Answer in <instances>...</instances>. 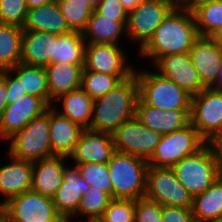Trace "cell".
I'll list each match as a JSON object with an SVG mask.
<instances>
[{"label":"cell","mask_w":222,"mask_h":222,"mask_svg":"<svg viewBox=\"0 0 222 222\" xmlns=\"http://www.w3.org/2000/svg\"><path fill=\"white\" fill-rule=\"evenodd\" d=\"M112 199L108 193L98 188L90 187L82 195L78 211L72 219L78 218L77 215L86 218V220L101 219Z\"/></svg>","instance_id":"d6a6232c"},{"label":"cell","mask_w":222,"mask_h":222,"mask_svg":"<svg viewBox=\"0 0 222 222\" xmlns=\"http://www.w3.org/2000/svg\"><path fill=\"white\" fill-rule=\"evenodd\" d=\"M172 169L193 197L207 190L219 177L215 156L208 144L196 154L181 159Z\"/></svg>","instance_id":"52a82bcc"},{"label":"cell","mask_w":222,"mask_h":222,"mask_svg":"<svg viewBox=\"0 0 222 222\" xmlns=\"http://www.w3.org/2000/svg\"><path fill=\"white\" fill-rule=\"evenodd\" d=\"M121 81L116 75L97 73L83 68L81 88L95 100L113 90Z\"/></svg>","instance_id":"e575fe53"},{"label":"cell","mask_w":222,"mask_h":222,"mask_svg":"<svg viewBox=\"0 0 222 222\" xmlns=\"http://www.w3.org/2000/svg\"><path fill=\"white\" fill-rule=\"evenodd\" d=\"M116 152L113 136L108 132L84 129L69 160L74 165L85 163L107 164Z\"/></svg>","instance_id":"2e32d148"},{"label":"cell","mask_w":222,"mask_h":222,"mask_svg":"<svg viewBox=\"0 0 222 222\" xmlns=\"http://www.w3.org/2000/svg\"><path fill=\"white\" fill-rule=\"evenodd\" d=\"M6 83L5 80L0 76V117L5 109V107L8 105L6 100Z\"/></svg>","instance_id":"f6af8a7d"},{"label":"cell","mask_w":222,"mask_h":222,"mask_svg":"<svg viewBox=\"0 0 222 222\" xmlns=\"http://www.w3.org/2000/svg\"><path fill=\"white\" fill-rule=\"evenodd\" d=\"M92 7L95 9V7L99 4L101 0H86Z\"/></svg>","instance_id":"816d5d0a"},{"label":"cell","mask_w":222,"mask_h":222,"mask_svg":"<svg viewBox=\"0 0 222 222\" xmlns=\"http://www.w3.org/2000/svg\"><path fill=\"white\" fill-rule=\"evenodd\" d=\"M161 214L163 222H197L192 208L163 205Z\"/></svg>","instance_id":"b9f144b4"},{"label":"cell","mask_w":222,"mask_h":222,"mask_svg":"<svg viewBox=\"0 0 222 222\" xmlns=\"http://www.w3.org/2000/svg\"><path fill=\"white\" fill-rule=\"evenodd\" d=\"M212 38L216 41L217 46L222 51V30L213 35Z\"/></svg>","instance_id":"681fc988"},{"label":"cell","mask_w":222,"mask_h":222,"mask_svg":"<svg viewBox=\"0 0 222 222\" xmlns=\"http://www.w3.org/2000/svg\"><path fill=\"white\" fill-rule=\"evenodd\" d=\"M207 144L214 153L218 174L222 176V132L214 136Z\"/></svg>","instance_id":"7bdbcfd3"},{"label":"cell","mask_w":222,"mask_h":222,"mask_svg":"<svg viewBox=\"0 0 222 222\" xmlns=\"http://www.w3.org/2000/svg\"><path fill=\"white\" fill-rule=\"evenodd\" d=\"M90 187L77 166L65 167L63 183L52 197L55 209L63 220H72L78 211L82 195Z\"/></svg>","instance_id":"e0dca14e"},{"label":"cell","mask_w":222,"mask_h":222,"mask_svg":"<svg viewBox=\"0 0 222 222\" xmlns=\"http://www.w3.org/2000/svg\"><path fill=\"white\" fill-rule=\"evenodd\" d=\"M80 222H102L100 219H95V220H86V221H80Z\"/></svg>","instance_id":"f5cc1de1"},{"label":"cell","mask_w":222,"mask_h":222,"mask_svg":"<svg viewBox=\"0 0 222 222\" xmlns=\"http://www.w3.org/2000/svg\"><path fill=\"white\" fill-rule=\"evenodd\" d=\"M68 159L63 155H53L33 162L31 190L52 198L63 183Z\"/></svg>","instance_id":"d6986e66"},{"label":"cell","mask_w":222,"mask_h":222,"mask_svg":"<svg viewBox=\"0 0 222 222\" xmlns=\"http://www.w3.org/2000/svg\"><path fill=\"white\" fill-rule=\"evenodd\" d=\"M55 1L57 0H25L28 9L40 7Z\"/></svg>","instance_id":"bcb514c9"},{"label":"cell","mask_w":222,"mask_h":222,"mask_svg":"<svg viewBox=\"0 0 222 222\" xmlns=\"http://www.w3.org/2000/svg\"><path fill=\"white\" fill-rule=\"evenodd\" d=\"M200 36L212 37L222 30V0L203 3L193 10Z\"/></svg>","instance_id":"1f68e13d"},{"label":"cell","mask_w":222,"mask_h":222,"mask_svg":"<svg viewBox=\"0 0 222 222\" xmlns=\"http://www.w3.org/2000/svg\"><path fill=\"white\" fill-rule=\"evenodd\" d=\"M100 220L102 222H135V200L112 199Z\"/></svg>","instance_id":"8d00e7d4"},{"label":"cell","mask_w":222,"mask_h":222,"mask_svg":"<svg viewBox=\"0 0 222 222\" xmlns=\"http://www.w3.org/2000/svg\"><path fill=\"white\" fill-rule=\"evenodd\" d=\"M63 17L72 31L83 32L93 13V7L86 0H57Z\"/></svg>","instance_id":"836d02e7"},{"label":"cell","mask_w":222,"mask_h":222,"mask_svg":"<svg viewBox=\"0 0 222 222\" xmlns=\"http://www.w3.org/2000/svg\"><path fill=\"white\" fill-rule=\"evenodd\" d=\"M203 222H222V220L203 221Z\"/></svg>","instance_id":"db71d44e"},{"label":"cell","mask_w":222,"mask_h":222,"mask_svg":"<svg viewBox=\"0 0 222 222\" xmlns=\"http://www.w3.org/2000/svg\"><path fill=\"white\" fill-rule=\"evenodd\" d=\"M57 35L44 31H23L20 63L46 67L52 63L54 38Z\"/></svg>","instance_id":"d4e9b609"},{"label":"cell","mask_w":222,"mask_h":222,"mask_svg":"<svg viewBox=\"0 0 222 222\" xmlns=\"http://www.w3.org/2000/svg\"><path fill=\"white\" fill-rule=\"evenodd\" d=\"M10 164L0 167V207L12 197L31 190L33 162L18 160L9 155Z\"/></svg>","instance_id":"44dd1931"},{"label":"cell","mask_w":222,"mask_h":222,"mask_svg":"<svg viewBox=\"0 0 222 222\" xmlns=\"http://www.w3.org/2000/svg\"><path fill=\"white\" fill-rule=\"evenodd\" d=\"M49 130L50 107L7 140L10 141L7 154L30 162L53 156Z\"/></svg>","instance_id":"5b68a950"},{"label":"cell","mask_w":222,"mask_h":222,"mask_svg":"<svg viewBox=\"0 0 222 222\" xmlns=\"http://www.w3.org/2000/svg\"><path fill=\"white\" fill-rule=\"evenodd\" d=\"M83 130L81 125L63 117L50 106L49 136L54 155L69 157L74 152Z\"/></svg>","instance_id":"7402d4cb"},{"label":"cell","mask_w":222,"mask_h":222,"mask_svg":"<svg viewBox=\"0 0 222 222\" xmlns=\"http://www.w3.org/2000/svg\"><path fill=\"white\" fill-rule=\"evenodd\" d=\"M213 0H179L178 6L181 8H185L187 10L193 11L197 6L206 3L211 2Z\"/></svg>","instance_id":"ee69618b"},{"label":"cell","mask_w":222,"mask_h":222,"mask_svg":"<svg viewBox=\"0 0 222 222\" xmlns=\"http://www.w3.org/2000/svg\"><path fill=\"white\" fill-rule=\"evenodd\" d=\"M75 166H77L81 176L91 187L98 188L108 193L113 198L112 182L107 164L85 163Z\"/></svg>","instance_id":"d590c367"},{"label":"cell","mask_w":222,"mask_h":222,"mask_svg":"<svg viewBox=\"0 0 222 222\" xmlns=\"http://www.w3.org/2000/svg\"><path fill=\"white\" fill-rule=\"evenodd\" d=\"M145 198L160 205L192 208L193 196L179 182L172 168L148 166Z\"/></svg>","instance_id":"9c48e42d"},{"label":"cell","mask_w":222,"mask_h":222,"mask_svg":"<svg viewBox=\"0 0 222 222\" xmlns=\"http://www.w3.org/2000/svg\"><path fill=\"white\" fill-rule=\"evenodd\" d=\"M124 8L129 13L132 11L136 6H138L143 0H119Z\"/></svg>","instance_id":"7dc6e473"},{"label":"cell","mask_w":222,"mask_h":222,"mask_svg":"<svg viewBox=\"0 0 222 222\" xmlns=\"http://www.w3.org/2000/svg\"><path fill=\"white\" fill-rule=\"evenodd\" d=\"M62 222H71V220H63Z\"/></svg>","instance_id":"11a10c76"},{"label":"cell","mask_w":222,"mask_h":222,"mask_svg":"<svg viewBox=\"0 0 222 222\" xmlns=\"http://www.w3.org/2000/svg\"><path fill=\"white\" fill-rule=\"evenodd\" d=\"M22 27L0 23V70L10 69L22 57Z\"/></svg>","instance_id":"f546056e"},{"label":"cell","mask_w":222,"mask_h":222,"mask_svg":"<svg viewBox=\"0 0 222 222\" xmlns=\"http://www.w3.org/2000/svg\"><path fill=\"white\" fill-rule=\"evenodd\" d=\"M211 88H213L217 91H222V56H221L220 67H219L218 73H217V80Z\"/></svg>","instance_id":"c3c4849f"},{"label":"cell","mask_w":222,"mask_h":222,"mask_svg":"<svg viewBox=\"0 0 222 222\" xmlns=\"http://www.w3.org/2000/svg\"><path fill=\"white\" fill-rule=\"evenodd\" d=\"M192 212L197 222L222 220V176L193 197Z\"/></svg>","instance_id":"f1b7e54d"},{"label":"cell","mask_w":222,"mask_h":222,"mask_svg":"<svg viewBox=\"0 0 222 222\" xmlns=\"http://www.w3.org/2000/svg\"><path fill=\"white\" fill-rule=\"evenodd\" d=\"M127 22H118L97 14H91L86 29L82 32L86 43L116 44L126 37Z\"/></svg>","instance_id":"4316f807"},{"label":"cell","mask_w":222,"mask_h":222,"mask_svg":"<svg viewBox=\"0 0 222 222\" xmlns=\"http://www.w3.org/2000/svg\"><path fill=\"white\" fill-rule=\"evenodd\" d=\"M190 115L191 109L162 110L145 104L140 98L137 102L136 117L161 135L185 128L191 123Z\"/></svg>","instance_id":"ac0fdd59"},{"label":"cell","mask_w":222,"mask_h":222,"mask_svg":"<svg viewBox=\"0 0 222 222\" xmlns=\"http://www.w3.org/2000/svg\"><path fill=\"white\" fill-rule=\"evenodd\" d=\"M50 106L40 97L25 95L8 104L0 117V138L7 141L21 131L32 119L41 115Z\"/></svg>","instance_id":"5bb4252c"},{"label":"cell","mask_w":222,"mask_h":222,"mask_svg":"<svg viewBox=\"0 0 222 222\" xmlns=\"http://www.w3.org/2000/svg\"><path fill=\"white\" fill-rule=\"evenodd\" d=\"M138 99L139 87L134 73L106 95L94 100L88 129L112 134L125 121L136 116Z\"/></svg>","instance_id":"7a4b0ae2"},{"label":"cell","mask_w":222,"mask_h":222,"mask_svg":"<svg viewBox=\"0 0 222 222\" xmlns=\"http://www.w3.org/2000/svg\"><path fill=\"white\" fill-rule=\"evenodd\" d=\"M177 5L176 0H143L128 14L126 38L141 49Z\"/></svg>","instance_id":"ba28073f"},{"label":"cell","mask_w":222,"mask_h":222,"mask_svg":"<svg viewBox=\"0 0 222 222\" xmlns=\"http://www.w3.org/2000/svg\"><path fill=\"white\" fill-rule=\"evenodd\" d=\"M113 199L143 198L146 192L148 162L139 156L115 152L107 163Z\"/></svg>","instance_id":"3957f363"},{"label":"cell","mask_w":222,"mask_h":222,"mask_svg":"<svg viewBox=\"0 0 222 222\" xmlns=\"http://www.w3.org/2000/svg\"><path fill=\"white\" fill-rule=\"evenodd\" d=\"M94 11L118 22H128V12L119 0H101Z\"/></svg>","instance_id":"ab89813d"},{"label":"cell","mask_w":222,"mask_h":222,"mask_svg":"<svg viewBox=\"0 0 222 222\" xmlns=\"http://www.w3.org/2000/svg\"><path fill=\"white\" fill-rule=\"evenodd\" d=\"M86 44L83 33L79 31L57 35L54 38L52 63L66 62L84 68Z\"/></svg>","instance_id":"83f0119b"},{"label":"cell","mask_w":222,"mask_h":222,"mask_svg":"<svg viewBox=\"0 0 222 222\" xmlns=\"http://www.w3.org/2000/svg\"><path fill=\"white\" fill-rule=\"evenodd\" d=\"M56 101L62 104L60 111L53 106L60 115L78 123L84 129L90 127L94 100L81 87L59 96L54 100L55 103Z\"/></svg>","instance_id":"484cf974"},{"label":"cell","mask_w":222,"mask_h":222,"mask_svg":"<svg viewBox=\"0 0 222 222\" xmlns=\"http://www.w3.org/2000/svg\"><path fill=\"white\" fill-rule=\"evenodd\" d=\"M207 142L190 123L185 128L162 135L148 166L172 168L184 157L196 154Z\"/></svg>","instance_id":"8992f818"},{"label":"cell","mask_w":222,"mask_h":222,"mask_svg":"<svg viewBox=\"0 0 222 222\" xmlns=\"http://www.w3.org/2000/svg\"><path fill=\"white\" fill-rule=\"evenodd\" d=\"M162 205L145 197L135 200V222H163Z\"/></svg>","instance_id":"f35d334b"},{"label":"cell","mask_w":222,"mask_h":222,"mask_svg":"<svg viewBox=\"0 0 222 222\" xmlns=\"http://www.w3.org/2000/svg\"><path fill=\"white\" fill-rule=\"evenodd\" d=\"M135 73L145 104L162 110L191 109L192 95L157 71L135 69Z\"/></svg>","instance_id":"277c9868"},{"label":"cell","mask_w":222,"mask_h":222,"mask_svg":"<svg viewBox=\"0 0 222 222\" xmlns=\"http://www.w3.org/2000/svg\"><path fill=\"white\" fill-rule=\"evenodd\" d=\"M199 37L193 11L177 5L139 49V57L154 64L162 56L188 53Z\"/></svg>","instance_id":"6da1fadb"},{"label":"cell","mask_w":222,"mask_h":222,"mask_svg":"<svg viewBox=\"0 0 222 222\" xmlns=\"http://www.w3.org/2000/svg\"><path fill=\"white\" fill-rule=\"evenodd\" d=\"M0 76L6 83L7 104L15 102L22 96L27 95V91H24V88L22 87V82L10 69L0 70Z\"/></svg>","instance_id":"60d3db41"},{"label":"cell","mask_w":222,"mask_h":222,"mask_svg":"<svg viewBox=\"0 0 222 222\" xmlns=\"http://www.w3.org/2000/svg\"><path fill=\"white\" fill-rule=\"evenodd\" d=\"M22 29L23 31H44L55 35L72 31L61 13L57 1L28 9Z\"/></svg>","instance_id":"cb8c5ba5"},{"label":"cell","mask_w":222,"mask_h":222,"mask_svg":"<svg viewBox=\"0 0 222 222\" xmlns=\"http://www.w3.org/2000/svg\"><path fill=\"white\" fill-rule=\"evenodd\" d=\"M155 70L171 80L192 96L205 89L188 53L160 57L154 64Z\"/></svg>","instance_id":"9a60e30c"},{"label":"cell","mask_w":222,"mask_h":222,"mask_svg":"<svg viewBox=\"0 0 222 222\" xmlns=\"http://www.w3.org/2000/svg\"><path fill=\"white\" fill-rule=\"evenodd\" d=\"M11 219L18 222H62L52 198L32 190L12 197L0 207Z\"/></svg>","instance_id":"8fae6325"},{"label":"cell","mask_w":222,"mask_h":222,"mask_svg":"<svg viewBox=\"0 0 222 222\" xmlns=\"http://www.w3.org/2000/svg\"><path fill=\"white\" fill-rule=\"evenodd\" d=\"M27 12L25 0H0V23L22 27Z\"/></svg>","instance_id":"74e56055"},{"label":"cell","mask_w":222,"mask_h":222,"mask_svg":"<svg viewBox=\"0 0 222 222\" xmlns=\"http://www.w3.org/2000/svg\"><path fill=\"white\" fill-rule=\"evenodd\" d=\"M45 68L47 71L49 106L55 105L54 100L59 96L81 87L83 68L80 65L55 62L50 63Z\"/></svg>","instance_id":"603a6c76"},{"label":"cell","mask_w":222,"mask_h":222,"mask_svg":"<svg viewBox=\"0 0 222 222\" xmlns=\"http://www.w3.org/2000/svg\"><path fill=\"white\" fill-rule=\"evenodd\" d=\"M126 51L120 45L87 43L84 68L97 73L116 75L125 80L135 73V66L127 61Z\"/></svg>","instance_id":"4fadbf2b"},{"label":"cell","mask_w":222,"mask_h":222,"mask_svg":"<svg viewBox=\"0 0 222 222\" xmlns=\"http://www.w3.org/2000/svg\"><path fill=\"white\" fill-rule=\"evenodd\" d=\"M117 152L139 156L148 160L162 135L146 127L136 116L125 121L112 133Z\"/></svg>","instance_id":"7c38bea8"},{"label":"cell","mask_w":222,"mask_h":222,"mask_svg":"<svg viewBox=\"0 0 222 222\" xmlns=\"http://www.w3.org/2000/svg\"><path fill=\"white\" fill-rule=\"evenodd\" d=\"M192 64L196 68L205 88H211L216 80L221 63L222 51L212 37L200 36L189 51Z\"/></svg>","instance_id":"ffe728a7"},{"label":"cell","mask_w":222,"mask_h":222,"mask_svg":"<svg viewBox=\"0 0 222 222\" xmlns=\"http://www.w3.org/2000/svg\"><path fill=\"white\" fill-rule=\"evenodd\" d=\"M191 124L208 143L222 132V91L205 88L192 96Z\"/></svg>","instance_id":"30bf717a"},{"label":"cell","mask_w":222,"mask_h":222,"mask_svg":"<svg viewBox=\"0 0 222 222\" xmlns=\"http://www.w3.org/2000/svg\"><path fill=\"white\" fill-rule=\"evenodd\" d=\"M0 222H18L11 219L1 208H0Z\"/></svg>","instance_id":"f907efd6"},{"label":"cell","mask_w":222,"mask_h":222,"mask_svg":"<svg viewBox=\"0 0 222 222\" xmlns=\"http://www.w3.org/2000/svg\"><path fill=\"white\" fill-rule=\"evenodd\" d=\"M10 70L22 82V87L24 91H27V94L40 97L49 105V90L45 67L19 63L15 67L10 68Z\"/></svg>","instance_id":"4dcf8cb0"}]
</instances>
